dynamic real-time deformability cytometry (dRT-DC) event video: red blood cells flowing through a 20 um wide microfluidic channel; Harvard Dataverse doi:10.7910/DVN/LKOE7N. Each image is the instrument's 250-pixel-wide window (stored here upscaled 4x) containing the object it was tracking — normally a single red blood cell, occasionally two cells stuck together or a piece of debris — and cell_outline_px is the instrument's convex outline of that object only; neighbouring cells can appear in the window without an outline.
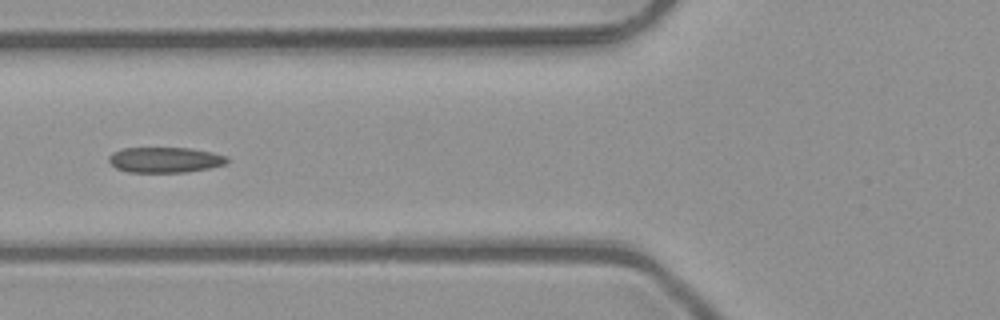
{"species": "common noctule bat (a hibernating species)", "species_latin": "Nyctalus noctula", "temperature_condition": "room temperature", "stored_images_in_passage": 5, "camera_frame_rate_fps": 3000, "um_per_image_px": 0.085, "animal": {"sex": "male", "body_mass_g": 23.1, "forearm_length_mm": 52.7}, "frame": {"image": 1, "passage_image": 5, "time_ms": 1.333, "image_size_px": [1000, 320], "cell_outline_px": [[228, 160], [224, 164], [208, 168], [184, 172], [128, 172], [116, 168], [108, 160], [108, 156], [112, 152], [124, 148], [192, 148], [212, 152], [228, 156]], "centroid_in_image_um": [14.01, 13.58], "position_along_channel_um": 111.8, "area_um2": 17.51}}